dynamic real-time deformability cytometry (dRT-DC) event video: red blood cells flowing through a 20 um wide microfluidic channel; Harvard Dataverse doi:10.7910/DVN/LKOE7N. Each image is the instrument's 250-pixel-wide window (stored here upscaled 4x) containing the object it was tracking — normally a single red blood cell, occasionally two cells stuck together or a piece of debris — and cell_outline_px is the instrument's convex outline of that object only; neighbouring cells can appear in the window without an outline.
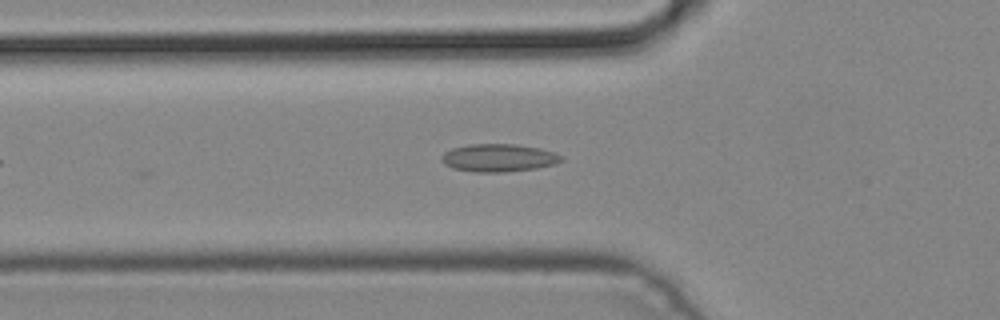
{"species": "common noctule bat (a hibernating species)", "species_latin": "Nyctalus noctula", "temperature_condition": "cold", "stored_images_in_passage": 5, "camera_frame_rate_fps": 3000, "um_per_image_px": 0.085, "animal": {"sex": "male", "body_mass_g": 19.2, "forearm_length_mm": 51.8}, "frame": {"image": 1, "passage_image": 5, "time_ms": 1.333, "image_size_px": [1000, 320], "cell_outline_px": [[564, 160], [556, 164], [536, 168], [504, 172], [472, 172], [452, 168], [444, 164], [440, 156], [444, 152], [452, 148], [468, 144], [516, 144], [540, 148], [556, 152], [564, 156]], "centroid_in_image_um": [42.41, 13.41], "position_along_channel_um": 83.4, "area_um2": 19.71}}